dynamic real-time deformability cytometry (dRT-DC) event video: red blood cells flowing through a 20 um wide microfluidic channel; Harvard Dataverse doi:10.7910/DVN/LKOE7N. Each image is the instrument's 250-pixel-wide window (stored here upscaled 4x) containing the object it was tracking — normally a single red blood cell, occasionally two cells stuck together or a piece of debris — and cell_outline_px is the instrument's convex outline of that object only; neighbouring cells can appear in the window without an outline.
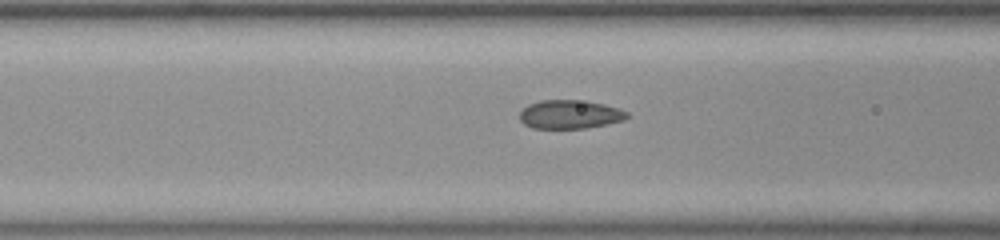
{"species": "common noctule bat (a hibernating species)", "species_latin": "Nyctalus noctula", "temperature_condition": "room temperature", "stored_images_in_passage": 8, "camera_frame_rate_fps": 3000, "um_per_image_px": 0.085, "animal": {"sex": "female", "body_mass_g": 23.0, "forearm_length_mm": 53.4}, "frame": {"image": 1, "passage_image": 6, "time_ms": 1.667, "image_size_px": [1000, 240], "cell_outline_px": [[632, 116], [624, 120], [584, 128], [532, 128], [524, 124], [520, 120], [520, 112], [528, 104], [540, 100], [576, 100], [604, 104], [620, 108], [628, 112]], "centroid_in_image_um": [48.46, 9.72], "position_along_channel_um": 118.1, "area_um2": 17.92}}